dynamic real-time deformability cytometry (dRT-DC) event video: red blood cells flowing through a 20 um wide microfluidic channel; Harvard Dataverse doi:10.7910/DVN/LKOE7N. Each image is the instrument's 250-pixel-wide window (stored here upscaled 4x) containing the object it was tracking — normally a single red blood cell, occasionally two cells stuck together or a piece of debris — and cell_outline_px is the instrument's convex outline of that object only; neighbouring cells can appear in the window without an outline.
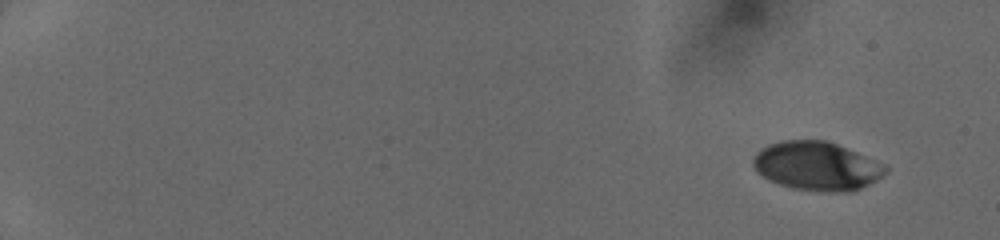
{"species": "human", "species_latin": "Homo sapiens", "temperature_condition": "cold", "stored_images_in_passage": 48, "camera_frame_rate_fps": 3000, "um_per_image_px": 0.085, "donor": {"sex": "female"}, "frame": {"image": 1, "passage_image": 1, "time_ms": 0.0, "image_size_px": [1000, 240], "cell_outline_px": [[888, 172], [884, 176], [860, 188], [848, 192], [832, 192], [792, 188], [768, 180], [752, 164], [752, 156], [760, 148], [768, 144], [780, 140], [824, 140], [836, 144], [888, 164]], "centroid_in_image_um": [69.45, 14.1], "position_along_channel_um": 15.5, "area_um2": 37.74}}
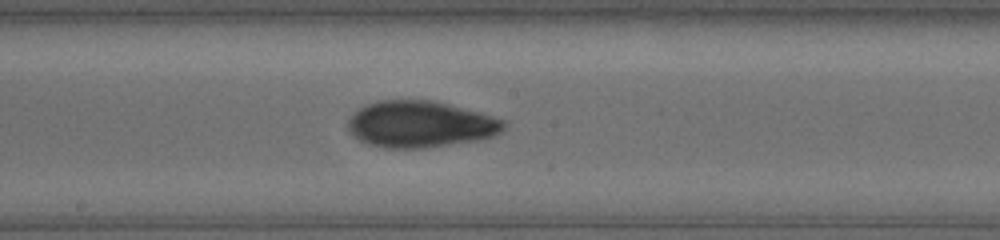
{"frame": {"image": 2, "passage_image": 28, "time_ms": 9.0, "image_size_px": [1000, 240], "cell_outline_px": [[504, 128], [500, 132], [492, 136], [476, 140], [420, 148], [384, 148], [368, 144], [360, 140], [348, 128], [348, 120], [364, 104], [376, 100], [432, 100], [480, 112], [504, 120]], "centroid_in_image_um": [35.71, 10.55], "position_along_channel_um": 212.5, "area_um2": 41.79}}
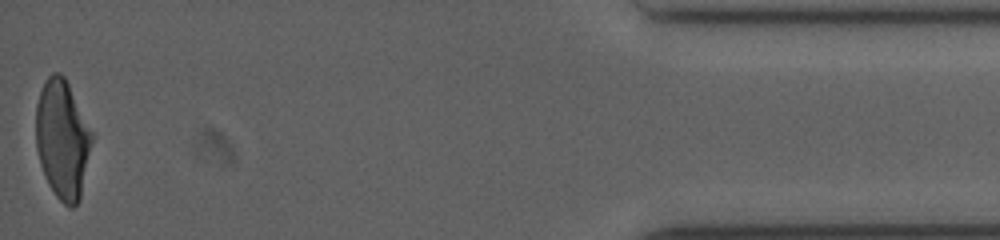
{"frame": {"image": 3, "passage_image": 48, "time_ms": 15.667, "image_size_px": [1000, 240], "cell_outline_px": [[96, 136], [80, 200], [72, 208], [68, 208], [56, 196], [48, 184], [40, 164], [36, 148], [36, 104], [44, 80], [52, 72], [60, 72], [64, 76], [96, 132]], "centroid_in_image_um": [5.37, 11.83], "position_along_channel_um": 429.8, "area_um2": 40.23}}